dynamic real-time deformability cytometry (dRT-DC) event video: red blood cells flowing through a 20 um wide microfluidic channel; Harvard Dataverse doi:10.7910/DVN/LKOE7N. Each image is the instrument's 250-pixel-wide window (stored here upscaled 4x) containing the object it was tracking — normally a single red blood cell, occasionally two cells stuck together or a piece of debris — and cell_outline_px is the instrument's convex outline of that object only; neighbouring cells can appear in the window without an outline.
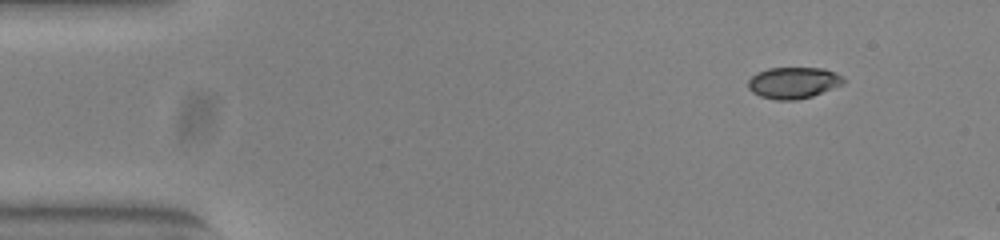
{"species": "common noctule bat (a hibernating species)", "species_latin": "Nyctalus noctula", "temperature_condition": "warm", "stored_images_in_passage": 11, "camera_frame_rate_fps": 3000, "um_per_image_px": 0.085, "animal": {"sex": "female", "body_mass_g": 23.0, "forearm_length_mm": 53.4}, "frame": {"image": 1, "passage_image": 1, "time_ms": 0.0, "image_size_px": [1000, 240], "cell_outline_px": [[844, 84], [812, 96], [796, 100], [776, 100], [760, 96], [752, 92], [748, 88], [748, 80], [756, 72], [768, 68], [824, 68], [844, 76]], "centroid_in_image_um": [67.44, 7.03], "position_along_channel_um": 17.6, "area_um2": 17.57}}